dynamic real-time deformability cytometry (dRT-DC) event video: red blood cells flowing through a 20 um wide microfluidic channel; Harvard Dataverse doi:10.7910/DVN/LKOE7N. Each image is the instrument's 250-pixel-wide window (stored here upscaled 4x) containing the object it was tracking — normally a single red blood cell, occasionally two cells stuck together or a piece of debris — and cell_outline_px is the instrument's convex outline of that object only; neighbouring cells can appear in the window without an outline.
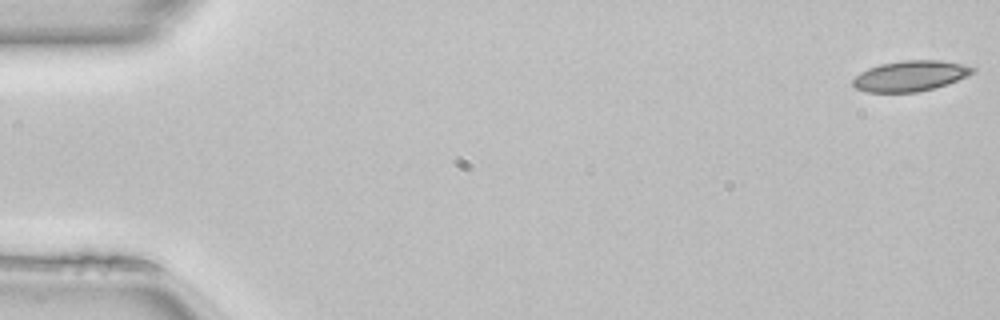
{"species": "common noctule bat (a hibernating species)", "species_latin": "Nyctalus noctula", "temperature_condition": "room temperature", "stored_images_in_passage": 50, "camera_frame_rate_fps": 3000, "um_per_image_px": 0.085, "animal": {"sex": "female", "body_mass_g": 22.7, "forearm_length_mm": 54.2}, "frame": {"image": 1, "passage_image": 1, "time_ms": 0.0, "image_size_px": [1000, 320], "cell_outline_px": [[976, 72], [968, 76], [936, 88], [916, 92], [864, 92], [856, 88], [852, 84], [852, 80], [860, 72], [868, 68], [880, 64], [904, 60], [940, 60], [964, 64], [976, 68]], "centroid_in_image_um": [77.4, 6.45], "position_along_channel_um": 7.6, "area_um2": 21.5}}
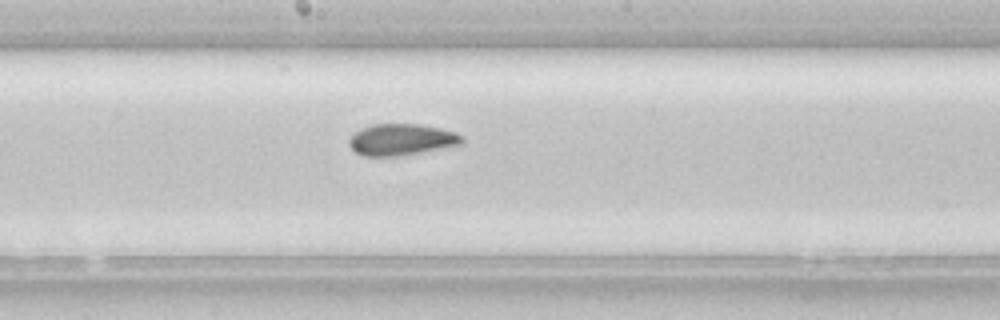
{"frame": {"image": 2, "passage_image": 27, "time_ms": 8.667, "image_size_px": [1000, 320], "cell_outline_px": [[464, 144], [420, 152], [396, 156], [364, 156], [356, 152], [348, 144], [348, 140], [360, 128], [372, 124], [420, 124], [456, 132], [464, 136]], "centroid_in_image_um": [34.14, 11.86], "position_along_channel_um": 214.1, "area_um2": 20.69}}
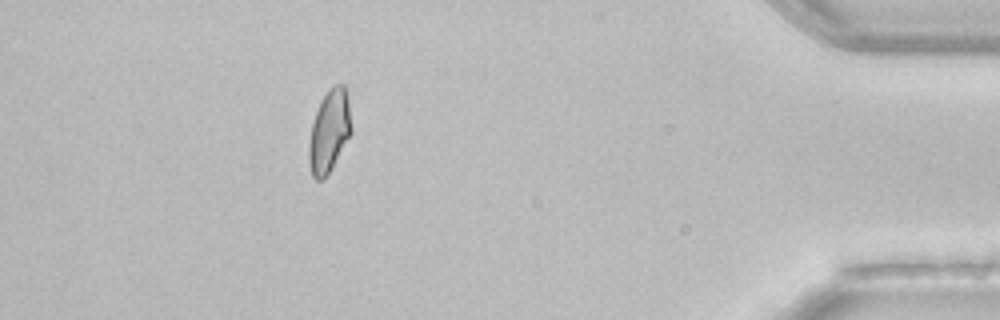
{"frame": {"image": 3, "passage_image": 45, "time_ms": 14.667, "image_size_px": [1000, 320], "cell_outline_px": [[352, 132], [332, 168], [320, 180], [316, 180], [312, 176], [308, 164], [308, 144], [312, 124], [320, 100], [328, 88], [332, 84], [344, 84], [348, 100], [352, 128]], "centroid_in_image_um": [27.98, 11.13], "position_along_channel_um": 407.2, "area_um2": 20.52}, "authors_computed_cell_mechanics": {"area_um2": 20.6924, "velocity_mm_per_s": 4.1036, "shape_relaxation_time_tau1_ms": null, "shape_relaxation_time_tau2_ms": 3.1293, "deformation_change_tau1": null, "deformation_change_tau2": 0.0787}}